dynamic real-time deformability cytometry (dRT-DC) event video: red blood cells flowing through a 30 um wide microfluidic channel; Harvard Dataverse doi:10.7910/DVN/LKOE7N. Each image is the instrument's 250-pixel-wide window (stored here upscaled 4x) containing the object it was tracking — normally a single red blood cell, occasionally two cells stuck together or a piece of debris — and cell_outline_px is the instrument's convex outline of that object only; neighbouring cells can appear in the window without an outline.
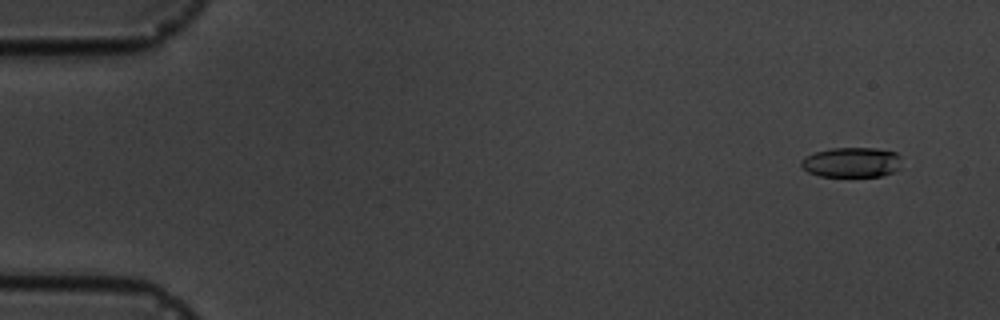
{"species": "common noctule bat (a hibernating species)", "species_latin": "Nyctalus noctula", "temperature_condition": "cold", "stored_images_in_passage": 6, "segment_of_instrument_passage": [2, 2], "camera_frame_rate_fps": 3000, "um_per_image_px": 0.085, "animal": {"sex": "male", "body_mass_g": 19.5, "forearm_length_mm": 54.6}, "frame": {"image": 1, "passage_image": 6, "time_ms": 5.667, "image_size_px": [1000, 320], "cell_outline_px": [[900, 168], [896, 172], [880, 176], [820, 176], [808, 172], [800, 164], [800, 160], [804, 156], [828, 148], [876, 148], [896, 152], [900, 156]], "centroid_in_image_um": [72.4, 13.79], "position_along_channel_um": 12.6, "area_um2": 17.74}}